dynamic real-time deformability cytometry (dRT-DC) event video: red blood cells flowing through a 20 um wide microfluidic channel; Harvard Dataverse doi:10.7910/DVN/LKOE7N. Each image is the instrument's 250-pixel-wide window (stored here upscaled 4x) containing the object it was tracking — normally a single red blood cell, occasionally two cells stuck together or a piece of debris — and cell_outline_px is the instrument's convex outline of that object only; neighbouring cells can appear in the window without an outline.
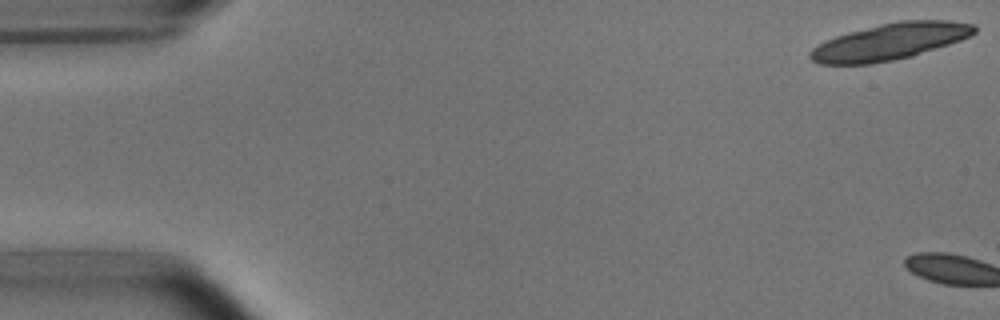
{"species": "common noctule bat (a hibernating species)", "species_latin": "Nyctalus noctula", "temperature_condition": "room temperature", "stored_images_in_passage": 9, "camera_frame_rate_fps": 3000, "um_per_image_px": 0.085, "animal": {"sex": "male", "body_mass_g": 15.6}, "frame": {"image": 1, "passage_image": 1, "time_ms": 0.0, "image_size_px": [1000, 320], "cell_outline_px": [[976, 32], [960, 40], [912, 56], [872, 64], [820, 64], [812, 60], [808, 56], [808, 52], [812, 48], [836, 36], [848, 32], [880, 24], [900, 20], [948, 20], [976, 24]], "centroid_in_image_um": [75.64, 3.53], "position_along_channel_um": 9.4, "area_um2": 34.74}}